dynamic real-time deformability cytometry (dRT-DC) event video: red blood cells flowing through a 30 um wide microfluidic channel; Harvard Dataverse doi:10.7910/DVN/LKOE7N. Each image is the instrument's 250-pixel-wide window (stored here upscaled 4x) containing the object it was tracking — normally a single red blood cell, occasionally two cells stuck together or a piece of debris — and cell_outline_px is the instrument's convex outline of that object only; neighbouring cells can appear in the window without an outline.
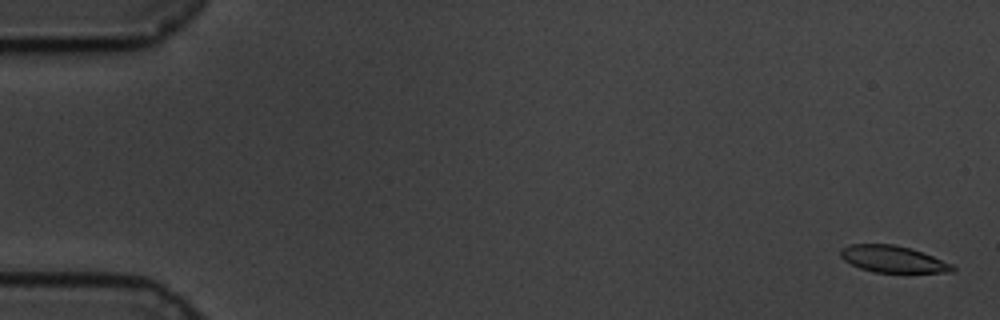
{"species": "common noctule bat (a hibernating species)", "species_latin": "Nyctalus noctula", "temperature_condition": "cold", "stored_images_in_passage": 60, "camera_frame_rate_fps": 3000, "um_per_image_px": 0.085, "animal": {"sex": "male", "body_mass_g": 19.5, "forearm_length_mm": 54.6}, "frame": {"image": 1, "passage_image": 2, "time_ms": 0.333, "image_size_px": [1000, 320], "cell_outline_px": [[956, 268], [952, 272], [876, 272], [860, 268], [844, 260], [840, 256], [840, 248], [852, 244], [892, 244], [912, 248], [952, 264]], "centroid_in_image_um": [75.88, 22.01], "position_along_channel_um": 9.1, "area_um2": 17.28}}
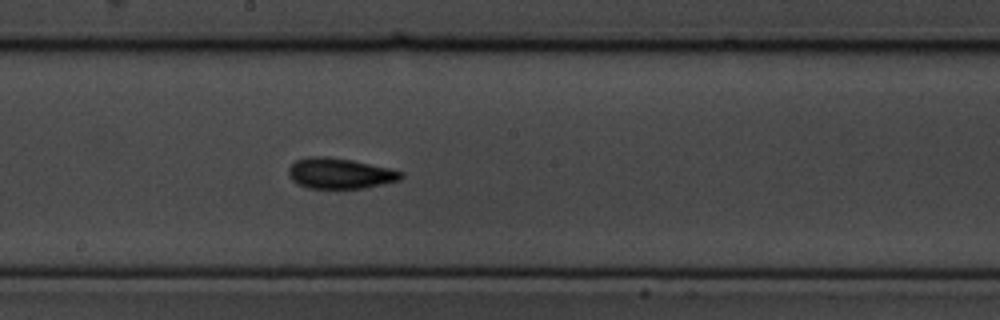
{"frame": {"image": 2, "passage_image": 33, "time_ms": 10.667, "image_size_px": [1000, 320], "cell_outline_px": [[404, 176], [400, 180], [364, 188], [308, 188], [292, 180], [288, 176], [288, 168], [296, 160], [308, 156], [328, 156], [352, 160], [392, 168], [404, 172]], "centroid_in_image_um": [28.91, 14.72], "position_along_channel_um": 219.3, "area_um2": 20.23}}
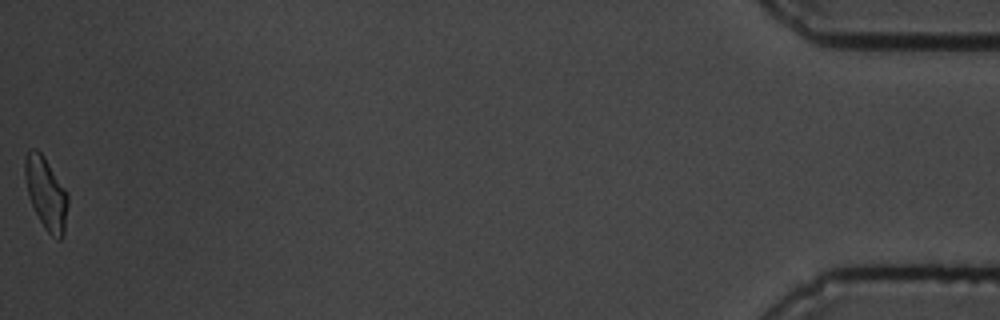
{"frame": {"image": 3, "passage_image": 60, "time_ms": 19.667, "image_size_px": [1000, 320], "cell_outline_px": [[68, 204], [64, 236], [60, 240], [56, 240], [44, 228], [32, 204], [28, 192], [24, 176], [24, 156], [28, 148], [36, 148], [44, 156], [68, 192]], "centroid_in_image_um": [3.92, 16.41], "position_along_channel_um": 431.3, "area_um2": 18.32}, "authors_computed_cell_mechanics": {"area_um2": 18.8428, "velocity_mm_per_s": 3.3893, "shape_relaxation_time_tau1_ms": 3.9664, "shape_relaxation_time_tau2_ms": 2.8645, "deformation_change_tau1": 0.1296, "deformation_change_tau2": 0.0801}}